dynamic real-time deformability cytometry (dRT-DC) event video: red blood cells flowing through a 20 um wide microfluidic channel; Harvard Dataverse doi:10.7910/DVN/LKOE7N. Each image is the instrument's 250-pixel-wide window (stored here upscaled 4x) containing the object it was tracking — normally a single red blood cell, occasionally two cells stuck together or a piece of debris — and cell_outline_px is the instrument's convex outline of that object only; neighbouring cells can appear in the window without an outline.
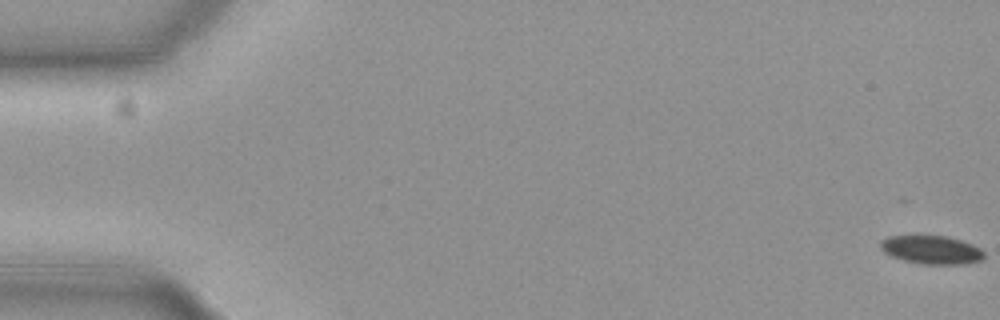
{"species": "common noctule bat (a hibernating species)", "species_latin": "Nyctalus noctula", "temperature_condition": "cold", "stored_images_in_passage": 14, "camera_frame_rate_fps": 3000, "um_per_image_px": 0.085, "animal": {"sex": "female", "body_mass_g": 19.3, "forearm_length_mm": 54.1}, "frame": {"image": 1, "passage_image": 1, "time_ms": 0.0, "image_size_px": [1000, 320], "cell_outline_px": [[984, 256], [980, 260], [964, 264], [924, 264], [904, 260], [892, 256], [884, 252], [880, 248], [880, 240], [888, 236], [944, 236], [960, 240], [972, 244], [980, 248], [984, 252]], "centroid_in_image_um": [79.16, 21.23], "position_along_channel_um": 5.8, "area_um2": 16.99}}